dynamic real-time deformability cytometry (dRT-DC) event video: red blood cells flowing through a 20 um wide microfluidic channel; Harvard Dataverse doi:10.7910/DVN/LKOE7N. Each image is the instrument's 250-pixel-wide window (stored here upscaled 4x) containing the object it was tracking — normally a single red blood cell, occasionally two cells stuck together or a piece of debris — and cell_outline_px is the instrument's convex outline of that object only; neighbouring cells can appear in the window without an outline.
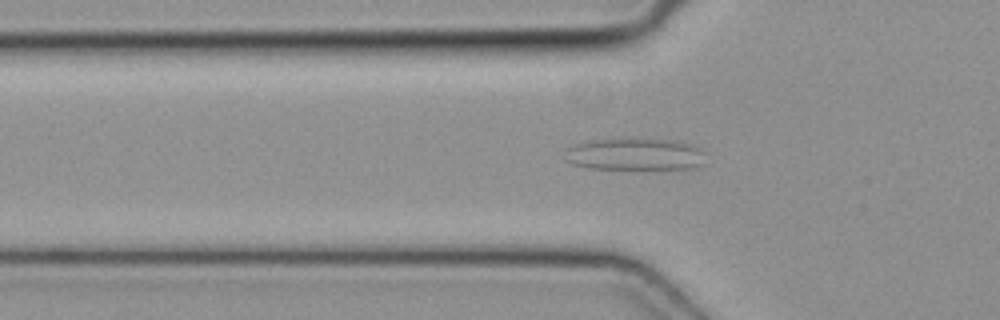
{"species": "common noctule bat (a hibernating species)", "species_latin": "Nyctalus noctula", "temperature_condition": "cold", "stored_images_in_passage": 50, "camera_frame_rate_fps": 3000, "um_per_image_px": 0.085, "animal": {"sex": "female", "body_mass_g": 19.3, "forearm_length_mm": 54.1}, "frame": {"image": 1, "passage_image": 16, "time_ms": 5.0, "image_size_px": [1000, 320], "cell_outline_px": [[708, 164], [700, 168], [588, 168], [572, 164], [564, 160], [568, 148], [576, 144], [592, 140], [656, 140], [688, 144], [700, 148], [704, 152]], "centroid_in_image_um": [54.02, 13.15], "position_along_channel_um": 71.8, "area_um2": 25.66}}
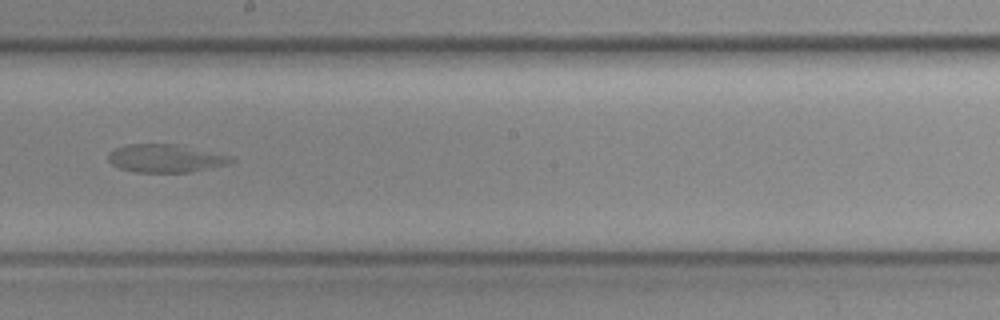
{"frame": {"image": 2, "passage_image": 28, "time_ms": 9.0, "image_size_px": [1000, 320], "cell_outline_px": [[236, 160], [232, 164], [188, 172], [136, 172], [120, 168], [112, 164], [108, 160], [108, 156], [116, 148], [128, 144], [176, 144], [232, 156]], "centroid_in_image_um": [14.13, 13.46], "position_along_channel_um": 234.1, "area_um2": 20.0}}
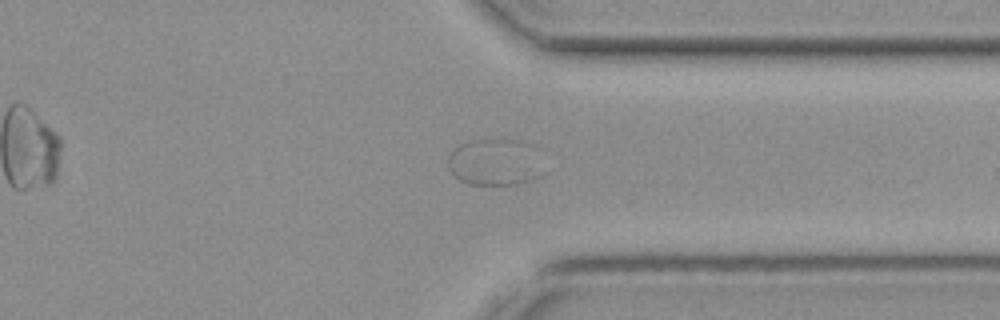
{"frame": {"image": 3, "passage_image": 38, "time_ms": 12.333, "image_size_px": [1000, 320], "cell_outline_px": [[548, 172], [544, 176], [520, 184], [468, 184], [452, 176], [448, 168], [448, 156], [460, 144], [468, 140], [504, 136], [524, 140], [532, 144]], "centroid_in_image_um": [42.16, 13.74], "position_along_channel_um": 369.2, "area_um2": 27.63}}